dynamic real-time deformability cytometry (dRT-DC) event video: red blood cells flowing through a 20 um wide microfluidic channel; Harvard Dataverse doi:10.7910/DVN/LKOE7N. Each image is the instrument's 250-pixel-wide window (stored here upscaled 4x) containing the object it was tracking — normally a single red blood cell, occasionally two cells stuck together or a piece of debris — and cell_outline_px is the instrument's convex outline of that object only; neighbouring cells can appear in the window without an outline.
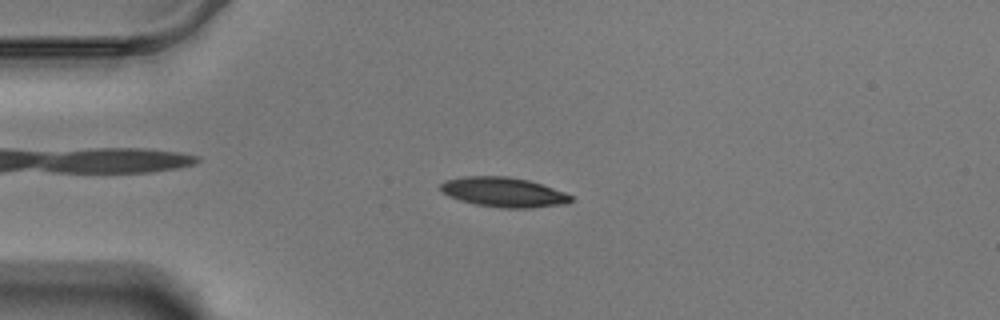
{"species": "Egyptian fruit bat (a non-hibernating species)", "species_latin": "Rousettus aegyptiacus", "temperature_condition": "warm", "stored_images_in_passage": 58, "camera_frame_rate_fps": 3000, "um_per_image_px": 0.085, "animal": {"sex": "male"}, "frame": {"image": 1, "passage_image": 14, "time_ms": 4.333, "image_size_px": [1000, 320], "cell_outline_px": [[572, 200], [568, 204], [532, 208], [500, 208], [476, 204], [460, 200], [448, 196], [440, 188], [440, 184], [444, 180], [464, 176], [508, 176], [528, 180], [564, 192], [572, 196]], "centroid_in_image_um": [42.8, 16.34], "position_along_channel_um": 42.2, "area_um2": 22.6}}
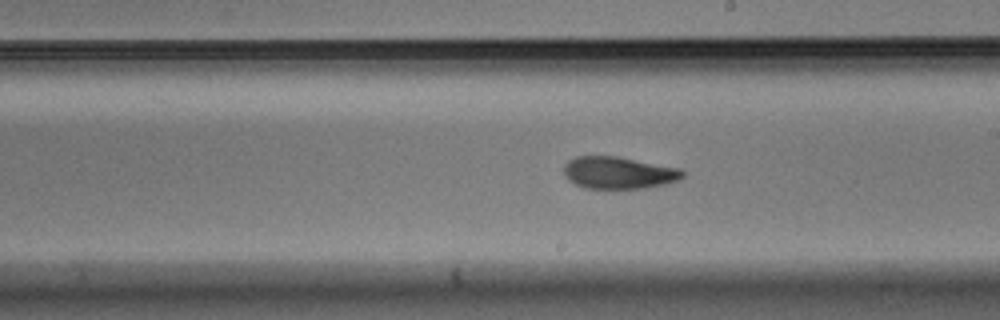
{"frame": {"image": 2, "passage_image": 33, "time_ms": 10.667, "image_size_px": [1000, 320], "cell_outline_px": [[684, 176], [676, 180], [664, 184], [644, 188], [584, 188], [568, 180], [564, 176], [564, 164], [568, 160], [576, 156], [616, 156], [680, 168], [684, 172]], "centroid_in_image_um": [52.54, 14.67], "position_along_channel_um": 236.5, "area_um2": 22.14}}
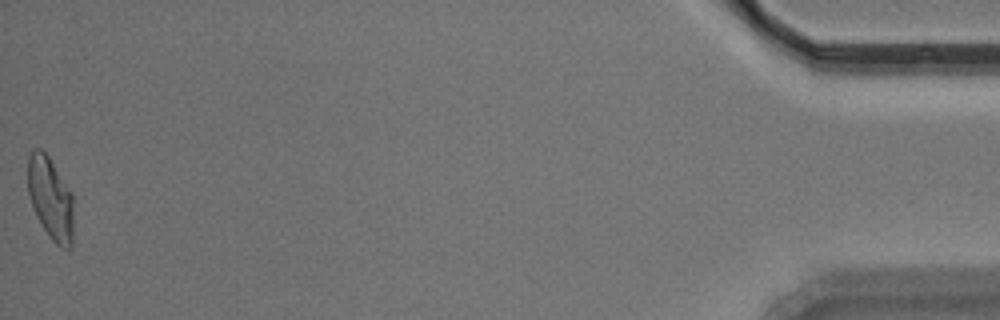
{"frame": {"image": 3, "passage_image": 58, "time_ms": 19.0, "image_size_px": [1000, 320], "cell_outline_px": [[72, 248], [60, 248], [52, 240], [36, 216], [28, 192], [28, 156], [32, 148], [40, 148], [48, 156], [72, 192]], "centroid_in_image_um": [4.29, 16.84], "position_along_channel_um": 430.9, "area_um2": 21.85}, "authors_computed_cell_mechanics": {"area_um2": 22.0796, "velocity_mm_per_s": 3.469, "shape_relaxation_time_tau1_ms": 5.4975, "shape_relaxation_time_tau2_ms": 3.6818, "deformation_change_tau1": 0.216, "deformation_change_tau2": 0.1099}}